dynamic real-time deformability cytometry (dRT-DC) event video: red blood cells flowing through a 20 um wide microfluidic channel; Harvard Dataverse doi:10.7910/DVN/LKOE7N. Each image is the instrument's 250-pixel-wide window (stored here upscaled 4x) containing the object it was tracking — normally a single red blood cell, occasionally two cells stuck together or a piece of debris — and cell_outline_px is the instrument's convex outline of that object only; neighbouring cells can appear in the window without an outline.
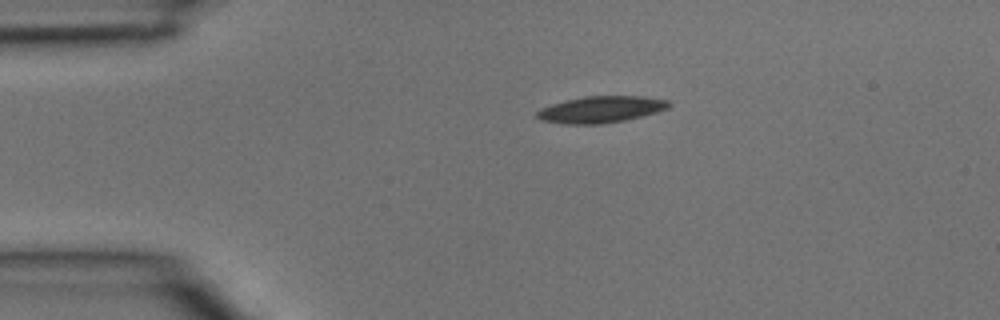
{"species": "common noctule bat (a hibernating species)", "species_latin": "Nyctalus noctula", "temperature_condition": "room temperature", "stored_images_in_passage": 2, "camera_frame_rate_fps": 3000, "um_per_image_px": 0.085, "animal": {"sex": "male", "body_mass_g": 15.6}, "frame": {"image": 1, "passage_image": 2, "time_ms": 0.333, "image_size_px": [1000, 320], "cell_outline_px": [[672, 104], [668, 108], [656, 112], [624, 120], [600, 124], [564, 124], [540, 120], [536, 116], [536, 112], [540, 108], [564, 100], [584, 96], [644, 96], [668, 100]], "centroid_in_image_um": [51.05, 9.29], "position_along_channel_um": 33.9, "area_um2": 20.46}}